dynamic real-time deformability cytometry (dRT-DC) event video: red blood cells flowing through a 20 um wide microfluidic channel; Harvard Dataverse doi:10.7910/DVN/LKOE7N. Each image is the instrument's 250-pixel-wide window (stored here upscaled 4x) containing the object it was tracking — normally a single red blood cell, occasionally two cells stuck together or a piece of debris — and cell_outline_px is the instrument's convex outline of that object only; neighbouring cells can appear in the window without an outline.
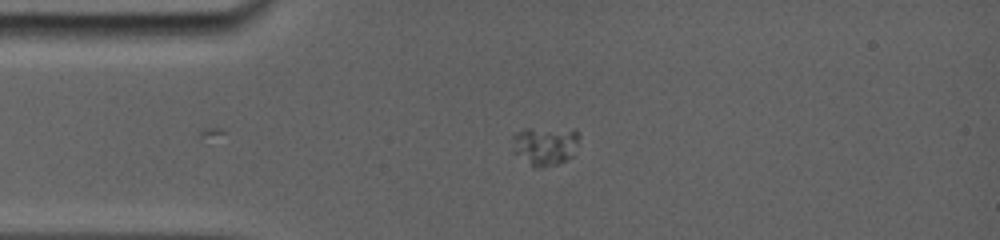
{"species": "common noctule bat (a hibernating species)", "species_latin": "Nyctalus noctula", "temperature_condition": "room temperature", "stored_images_in_passage": 20, "camera_frame_rate_fps": 5000, "um_per_image_px": 0.085, "animal": {"sex": "female", "body_mass_g": 19.0, "forearm_length_mm": 56.7}, "frame": {"image": 1, "passage_image": 4, "time_ms": 1.4, "image_size_px": [1000, 240], "cell_outline_px": [[576, 136], [568, 156], [564, 160], [556, 164], [532, 168], [524, 132], [528, 128], [576, 132]], "centroid_in_image_um": [46.61, 12.41], "position_along_channel_um": 38.4, "area_um2": 10.98}}
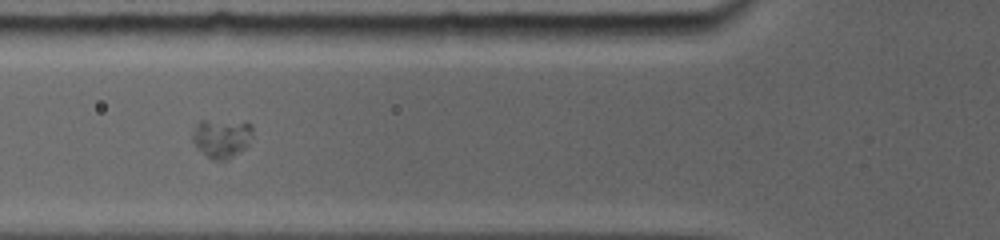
{"frame": {"image": 2, "passage_image": 9, "time_ms": 3.8, "image_size_px": [1000, 240], "cell_outline_px": [[252, 128], [244, 144], [232, 156], [224, 160], [212, 160], [196, 144], [196, 132], [200, 120], [204, 120], [248, 124]], "centroid_in_image_um": [18.81, 11.75], "position_along_channel_um": 107.0, "area_um2": 11.91}}
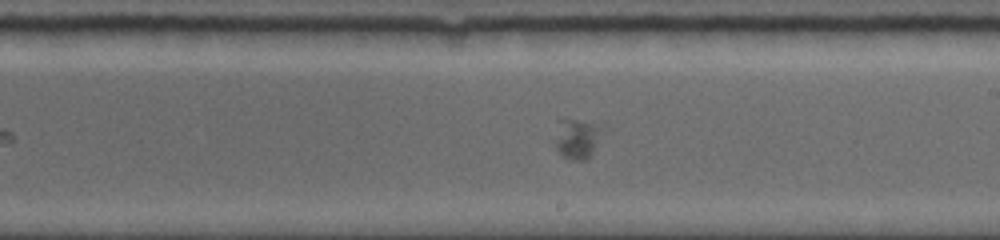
{"frame": {"image": 3, "passage_image": 17, "time_ms": 7.4, "image_size_px": [1000, 240], "cell_outline_px": [[604, 128], [588, 156], [584, 160], [568, 160], [556, 148], [556, 120], [576, 120], [592, 124]], "centroid_in_image_um": [48.98, 11.77], "position_along_channel_um": 240.0, "area_um2": 10.46}}